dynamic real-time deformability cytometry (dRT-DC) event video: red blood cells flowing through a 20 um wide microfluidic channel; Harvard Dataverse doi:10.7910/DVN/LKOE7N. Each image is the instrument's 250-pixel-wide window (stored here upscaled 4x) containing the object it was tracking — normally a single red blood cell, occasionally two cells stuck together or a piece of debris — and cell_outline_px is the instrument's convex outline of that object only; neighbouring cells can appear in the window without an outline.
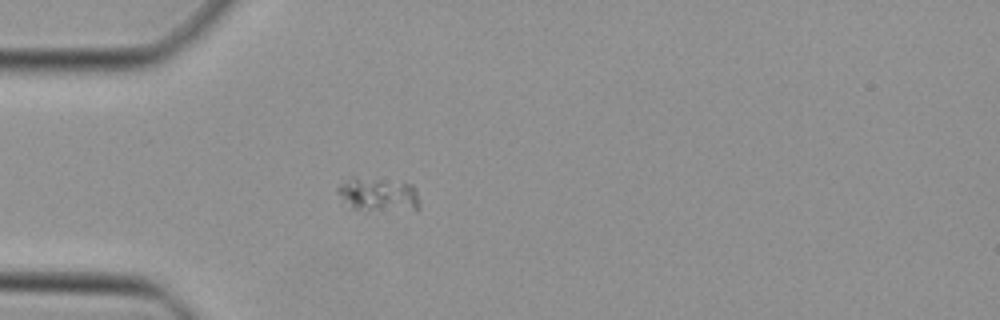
{"species": "Egyptian fruit bat (a non-hibernating species)", "species_latin": "Rousettus aegyptiacus", "temperature_condition": "cold", "stored_images_in_passage": 33, "camera_frame_rate_fps": 3000, "um_per_image_px": 0.085, "animal": {"sex": "female"}, "frame": {"image": 1, "passage_image": 1, "time_ms": 0.0, "image_size_px": [1000, 320], "cell_outline_px": [[420, 208], [348, 208], [336, 192], [336, 188], [340, 184], [352, 176], [412, 184], [416, 188], [420, 204]], "centroid_in_image_um": [32.08, 16.48], "position_along_channel_um": 52.9, "area_um2": 15.49}}
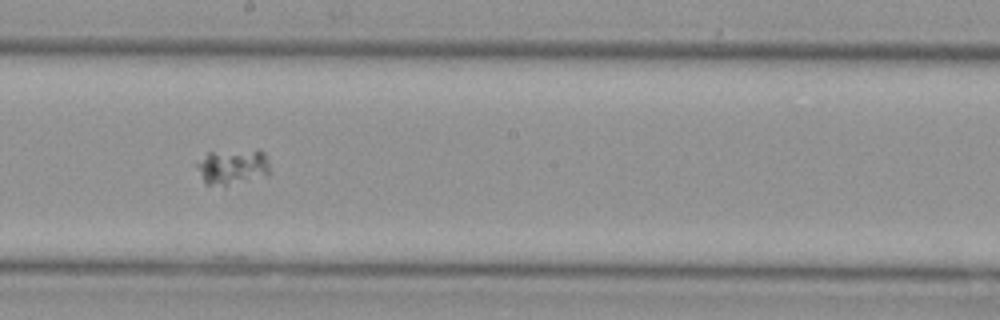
{"frame": {"image": 2, "passage_image": 14, "time_ms": 4.333, "image_size_px": [1000, 320], "cell_outline_px": [[268, 176], [224, 184], [204, 184], [196, 164], [208, 152], [256, 148], [260, 148], [264, 152], [268, 160]], "centroid_in_image_um": [19.81, 14.11], "position_along_channel_um": 228.4, "area_um2": 15.03}}
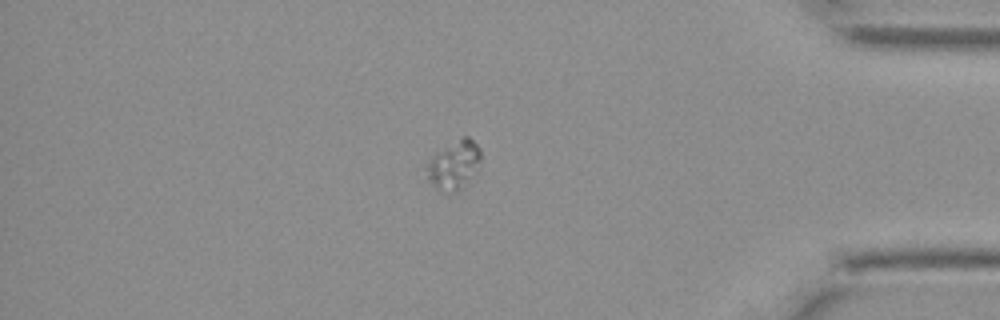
{"frame": {"image": 3, "passage_image": 28, "time_ms": 9.0, "image_size_px": [1000, 320], "cell_outline_px": [[480, 168], [468, 184], [456, 192], [440, 192], [428, 180], [428, 164], [432, 156], [436, 152], [464, 136], [468, 136], [480, 148]], "centroid_in_image_um": [38.64, 14.06], "position_along_channel_um": 396.6, "area_um2": 15.43}}